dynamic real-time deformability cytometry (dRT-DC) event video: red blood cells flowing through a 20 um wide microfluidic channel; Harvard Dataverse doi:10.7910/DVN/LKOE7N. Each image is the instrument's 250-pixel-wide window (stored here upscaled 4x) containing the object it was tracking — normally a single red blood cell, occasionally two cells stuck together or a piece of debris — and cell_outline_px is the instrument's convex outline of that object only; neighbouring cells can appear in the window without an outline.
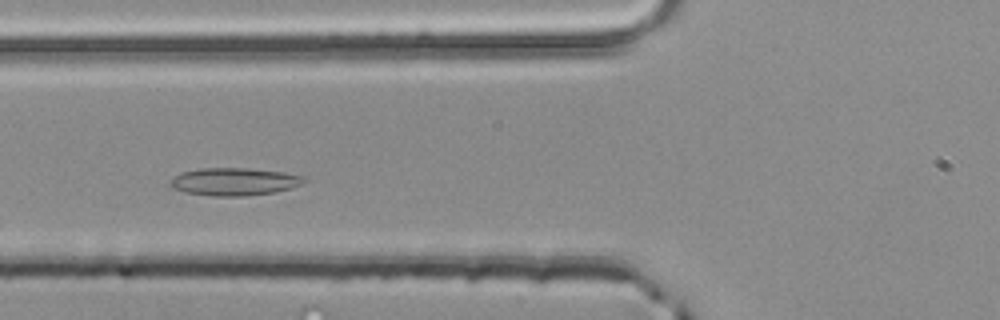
{"species": "common noctule bat (a hibernating species)", "species_latin": "Nyctalus noctula", "temperature_condition": "room temperature", "stored_images_in_passage": 46, "camera_frame_rate_fps": 3000, "um_per_image_px": 0.085, "animal": {"sex": "male", "body_mass_g": 20.4}, "frame": {"image": 1, "passage_image": 14, "time_ms": 4.333, "image_size_px": [1000, 320], "cell_outline_px": [[308, 180], [292, 188], [276, 192], [244, 196], [216, 196], [184, 192], [172, 188], [168, 184], [180, 172], [200, 168], [244, 168], [284, 172], [304, 176]], "centroid_in_image_um": [19.92, 15.44], "position_along_channel_um": 105.9, "area_um2": 21.62}}
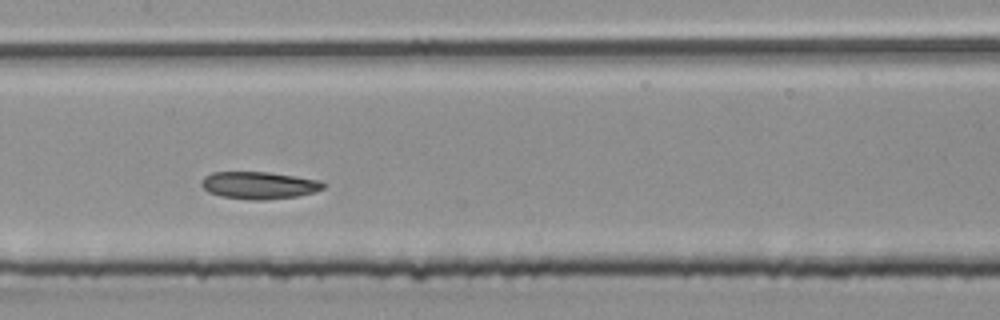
{"frame": {"image": 2, "passage_image": 20, "time_ms": 6.333, "image_size_px": [1000, 320], "cell_outline_px": [[328, 184], [324, 188], [312, 192], [296, 196], [264, 200], [252, 200], [220, 196], [208, 192], [200, 184], [200, 180], [204, 176], [212, 172], [268, 172], [296, 176], [320, 180]], "centroid_in_image_um": [22.0, 15.74], "position_along_channel_um": 185.4, "area_um2": 19.48}}
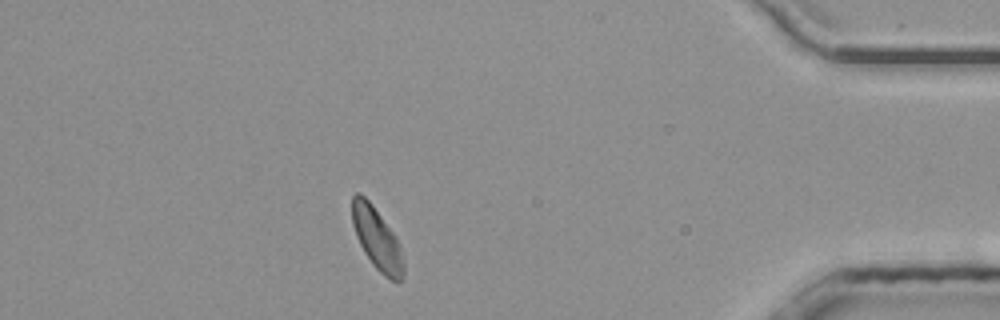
{"frame": {"image": 3, "passage_image": 40, "time_ms": 13.0, "image_size_px": [1000, 320], "cell_outline_px": [[404, 276], [400, 280], [388, 280], [372, 264], [364, 252], [356, 236], [352, 224], [352, 196], [356, 192], [360, 192], [372, 204], [396, 236], [400, 248], [404, 264]], "centroid_in_image_um": [32.03, 20.29], "position_along_channel_um": 403.2, "area_um2": 18.55}, "authors_computed_cell_mechanics": {"area_um2": 19.2474, "velocity_mm_per_s": 3.9699, "shape_relaxation_time_tau1_ms": null, "shape_relaxation_time_tau2_ms": 3.8758, "deformation_change_tau1": null, "deformation_change_tau2": 0.072}}